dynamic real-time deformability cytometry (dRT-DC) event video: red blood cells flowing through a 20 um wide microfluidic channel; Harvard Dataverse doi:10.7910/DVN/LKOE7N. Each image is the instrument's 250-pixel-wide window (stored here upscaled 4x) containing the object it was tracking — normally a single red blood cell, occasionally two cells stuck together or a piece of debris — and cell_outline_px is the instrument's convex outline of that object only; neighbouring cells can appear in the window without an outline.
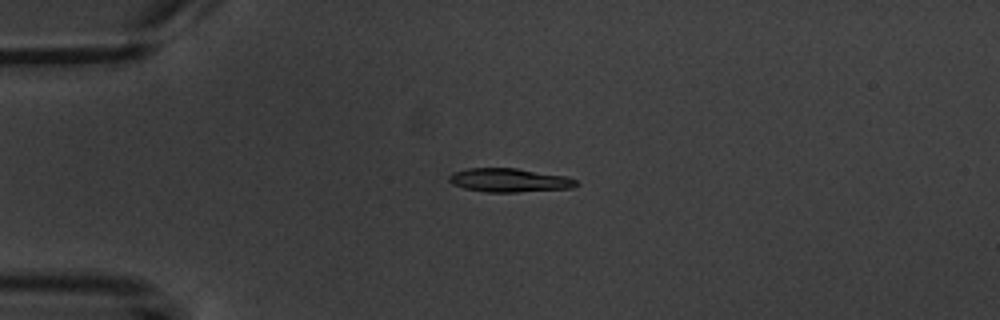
{"species": "common noctule bat (a hibernating species)", "species_latin": "Nyctalus noctula", "temperature_condition": "warm", "stored_images_in_passage": 3, "camera_frame_rate_fps": 3000, "um_per_image_px": 0.085, "animal": {"sex": "male", "body_mass_g": 20.1, "forearm_length_mm": 53.5}, "frame": {"image": 1, "passage_image": 1, "time_ms": 0.0, "image_size_px": [1000, 320], "cell_outline_px": [[580, 184], [572, 188], [516, 192], [484, 192], [464, 188], [452, 184], [448, 180], [448, 176], [452, 172], [468, 168], [516, 168], [568, 176], [576, 180]], "centroid_in_image_um": [43.29, 15.31], "position_along_channel_um": 41.7, "area_um2": 17.74}}